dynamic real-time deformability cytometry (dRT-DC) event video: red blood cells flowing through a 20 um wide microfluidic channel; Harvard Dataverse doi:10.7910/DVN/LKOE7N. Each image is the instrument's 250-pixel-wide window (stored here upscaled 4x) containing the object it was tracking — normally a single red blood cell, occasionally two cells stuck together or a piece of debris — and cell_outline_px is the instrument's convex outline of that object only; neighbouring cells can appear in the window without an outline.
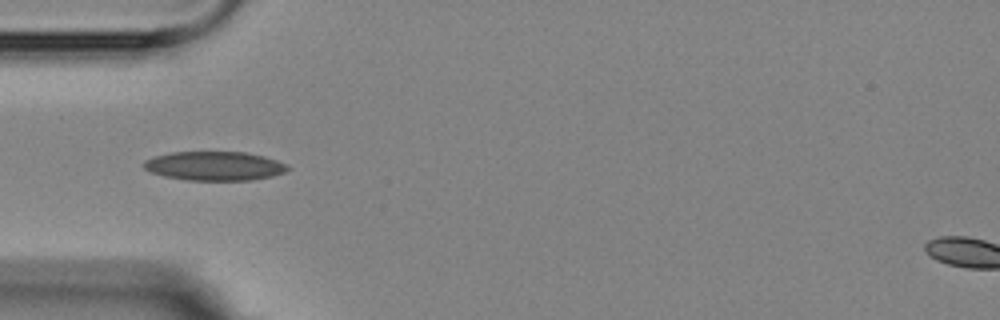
{"species": "Egyptian fruit bat (a non-hibernating species)", "species_latin": "Rousettus aegyptiacus", "temperature_condition": "room temperature", "stored_images_in_passage": 9, "camera_frame_rate_fps": 3000, "um_per_image_px": 0.085, "animal": {"sex": "female"}, "frame": {"image": 1, "passage_image": 3, "time_ms": 3.0, "image_size_px": [1000, 320], "cell_outline_px": [[292, 168], [284, 172], [272, 176], [252, 180], [188, 180], [164, 176], [152, 172], [144, 168], [144, 160], [156, 156], [172, 152], [244, 152], [264, 156], [288, 164]], "centroid_in_image_um": [18.28, 14.11], "position_along_channel_um": 66.7, "area_um2": 24.28}}
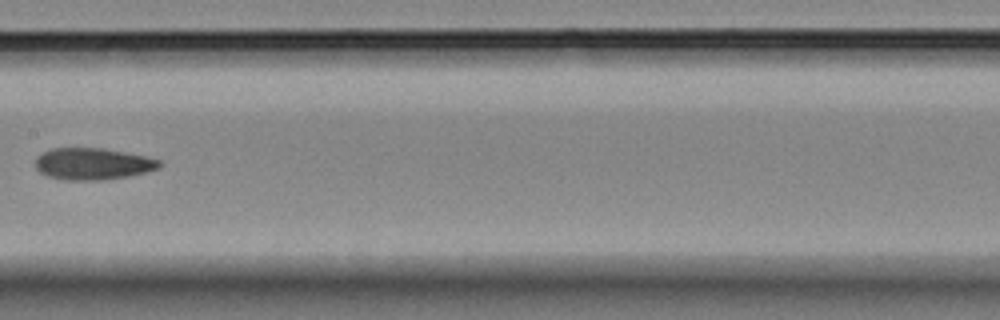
{"frame": {"image": 2, "passage_image": 6, "time_ms": 6.667, "image_size_px": [1000, 320], "cell_outline_px": [[160, 168], [148, 172], [128, 176], [104, 180], [68, 180], [48, 176], [40, 172], [36, 168], [36, 156], [52, 148], [100, 148], [124, 152], [144, 156], [160, 160]], "centroid_in_image_um": [7.89, 13.93], "position_along_channel_um": 199.5, "area_um2": 22.83}}
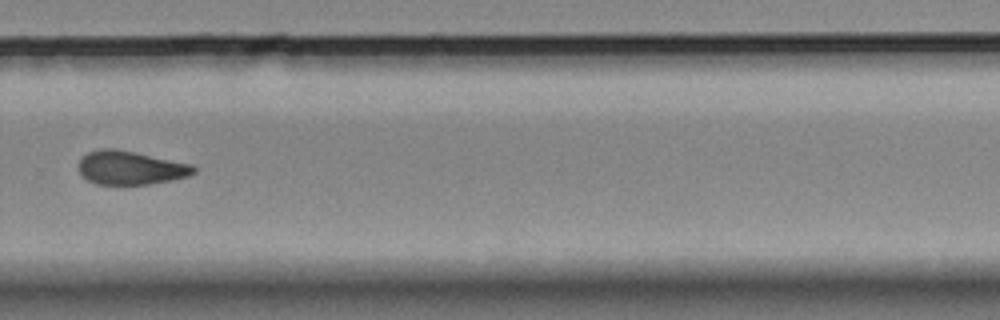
{"frame": {"image": 3, "passage_image": 9, "time_ms": 10.0, "image_size_px": [1000, 320], "cell_outline_px": [[196, 172], [188, 176], [172, 180], [148, 184], [96, 184], [88, 180], [80, 172], [80, 160], [88, 152], [100, 148], [112, 148], [136, 152], [192, 164], [196, 168]], "centroid_in_image_um": [11.12, 14.25], "position_along_channel_um": 318.7, "area_um2": 22.43}}